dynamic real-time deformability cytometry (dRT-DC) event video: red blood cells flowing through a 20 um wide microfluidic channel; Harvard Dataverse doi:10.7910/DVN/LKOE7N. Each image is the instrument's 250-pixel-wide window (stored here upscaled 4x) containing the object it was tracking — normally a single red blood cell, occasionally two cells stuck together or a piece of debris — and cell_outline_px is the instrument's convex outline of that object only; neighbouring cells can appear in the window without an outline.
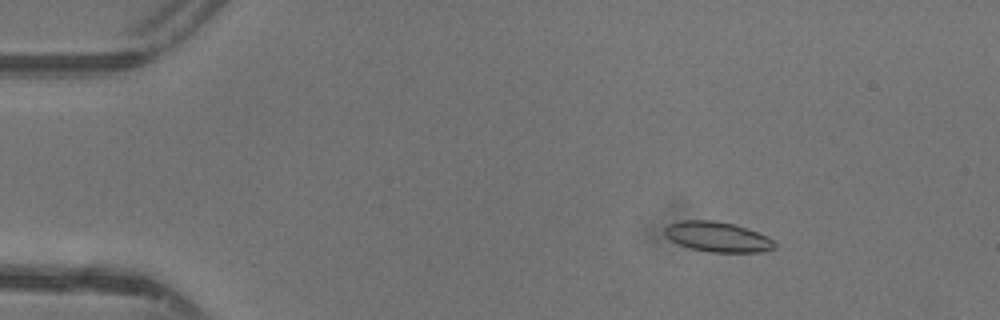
{"species": "common noctule bat (a hibernating species)", "species_latin": "Nyctalus noctula", "temperature_condition": "warm", "stored_images_in_passage": 24, "camera_frame_rate_fps": 3000, "um_per_image_px": 0.085, "animal": {"sex": "female"}, "frame": {"image": 1, "passage_image": 8, "time_ms": 2.333, "image_size_px": [1000, 320], "cell_outline_px": [[776, 248], [764, 252], [712, 252], [692, 248], [680, 244], [672, 240], [664, 232], [664, 228], [668, 224], [684, 220], [712, 220], [732, 224], [768, 236], [776, 240]], "centroid_in_image_um": [61.05, 20.14], "position_along_channel_um": 24.0, "area_um2": 19.07}}
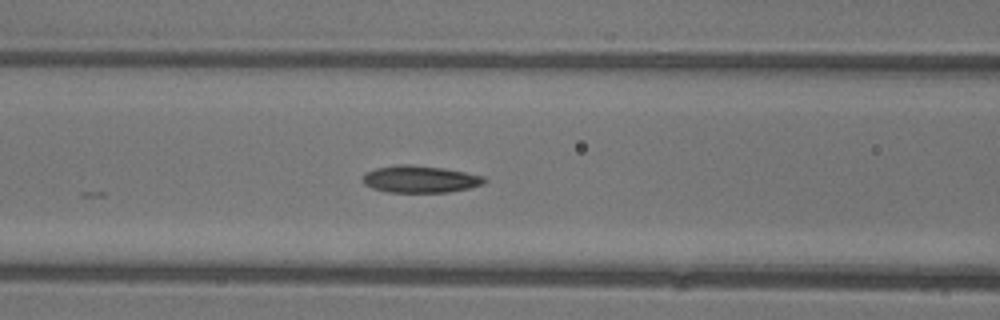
{"frame": {"image": 2, "passage_image": 21, "time_ms": 6.667, "image_size_px": [1000, 320], "cell_outline_px": [[488, 180], [484, 184], [468, 188], [448, 192], [388, 192], [372, 188], [364, 184], [360, 180], [364, 172], [376, 168], [396, 164], [412, 164], [444, 168], [484, 176]], "centroid_in_image_um": [35.67, 15.22], "position_along_channel_um": 130.9, "area_um2": 19.42}}
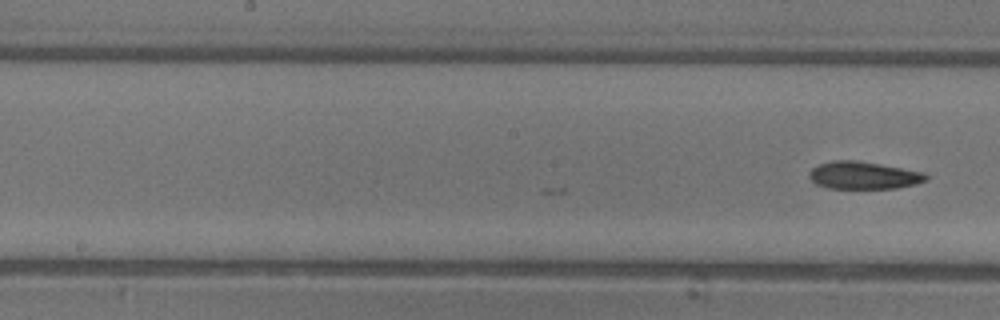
{"frame": {"image": 3, "passage_image": 24, "time_ms": 7.667, "image_size_px": [1000, 320], "cell_outline_px": [[928, 180], [916, 184], [896, 188], [828, 188], [816, 184], [808, 176], [808, 172], [812, 168], [820, 164], [832, 160], [856, 160], [880, 164], [924, 172], [928, 176]], "centroid_in_image_um": [73.4, 14.9], "position_along_channel_um": 174.8, "area_um2": 18.73}}